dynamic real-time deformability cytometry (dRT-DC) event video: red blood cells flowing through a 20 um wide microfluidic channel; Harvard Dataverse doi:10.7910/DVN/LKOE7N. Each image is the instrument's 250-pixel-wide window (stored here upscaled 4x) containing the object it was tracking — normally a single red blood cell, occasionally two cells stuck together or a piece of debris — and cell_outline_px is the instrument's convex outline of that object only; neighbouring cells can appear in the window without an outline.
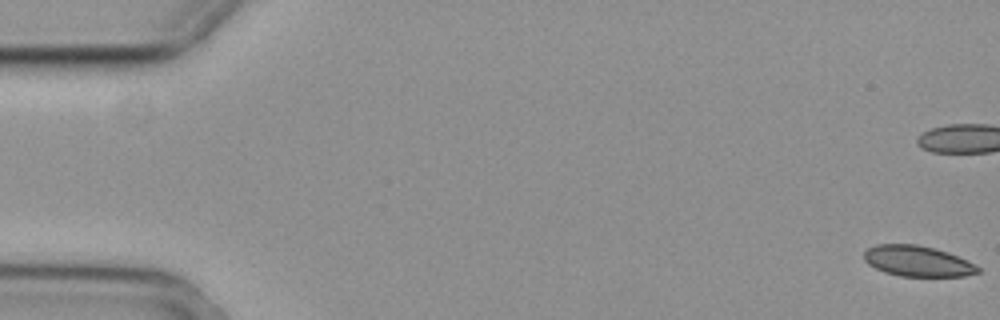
{"species": "common noctule bat (a hibernating species)", "species_latin": "Nyctalus noctula", "temperature_condition": "cold", "stored_images_in_passage": 57, "camera_frame_rate_fps": 3000, "um_per_image_px": 0.085, "animal": {"sex": "female", "body_mass_g": 29.2, "forearm_length_mm": 56.3}, "frame": {"image": 1, "passage_image": 1, "time_ms": 0.0, "image_size_px": [1000, 320], "cell_outline_px": [[980, 272], [964, 276], [900, 276], [884, 272], [868, 264], [864, 260], [864, 252], [868, 248], [876, 244], [916, 244], [936, 248], [948, 252], [968, 260], [980, 268]], "centroid_in_image_um": [77.99, 22.19], "position_along_channel_um": 7.0, "area_um2": 20.46}}
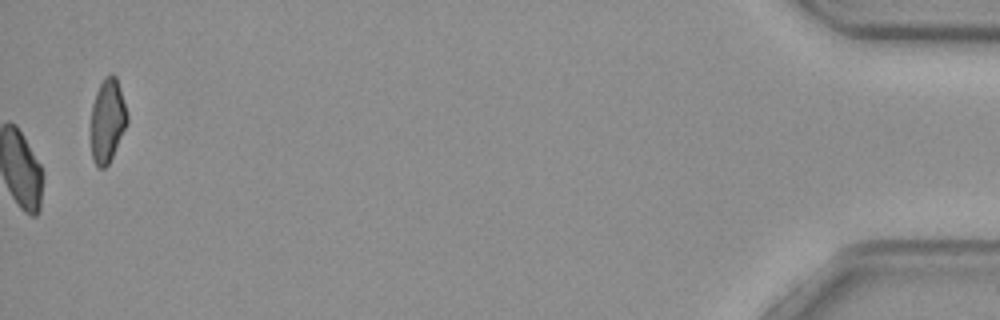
{"frame": {"image": 2, "passage_image": 57, "time_ms": 18.667, "image_size_px": [1000, 320], "cell_outline_px": [[128, 124], [108, 164], [104, 168], [100, 168], [92, 160], [92, 104], [96, 92], [104, 76], [108, 72], [112, 72], [116, 76], [128, 112]], "centroid_in_image_um": [9.16, 10.19], "position_along_channel_um": 426.0, "area_um2": 17.74}, "authors_computed_cell_mechanics": {"area_um2": 21.675, "velocity_mm_per_s": 3.6942, "shape_relaxation_time_tau1_ms": null, "shape_relaxation_time_tau2_ms": 9.4779, "deformation_change_tau1": null, "deformation_change_tau2": 0.1076}}